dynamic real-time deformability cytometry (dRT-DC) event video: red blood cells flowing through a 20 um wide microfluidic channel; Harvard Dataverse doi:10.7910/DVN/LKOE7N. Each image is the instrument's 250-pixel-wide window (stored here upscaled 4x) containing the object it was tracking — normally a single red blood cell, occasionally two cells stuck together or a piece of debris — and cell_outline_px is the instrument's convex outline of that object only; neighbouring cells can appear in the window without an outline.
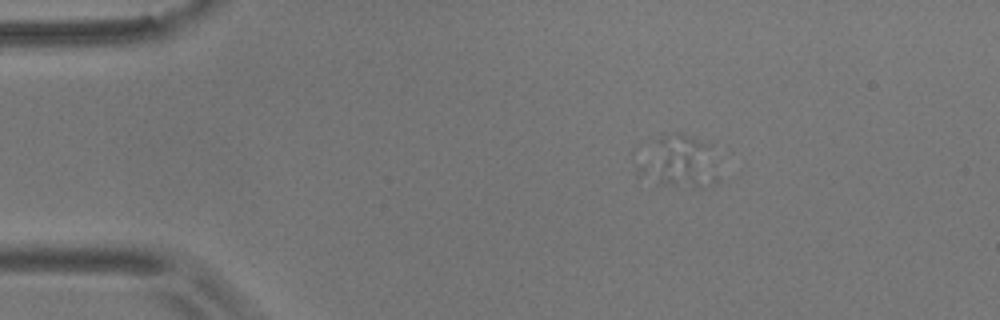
{"species": "common noctule bat (a hibernating species)", "species_latin": "Nyctalus noctula", "temperature_condition": "room temperature", "stored_images_in_passage": 14, "segment_of_instrument_passage": [2, 2], "camera_frame_rate_fps": 3000, "um_per_image_px": 0.085, "animal": {"sex": "male", "body_mass_g": 17.9}, "frame": {"image": 1, "passage_image": 11, "time_ms": 3.333, "image_size_px": [1000, 320], "cell_outline_px": [[720, 180], [716, 184], [656, 184], [636, 172], [668, 156], [688, 156], [716, 176]], "centroid_in_image_um": [57.65, 14.62], "position_along_channel_um": 27.3, "area_um2": 11.56}}